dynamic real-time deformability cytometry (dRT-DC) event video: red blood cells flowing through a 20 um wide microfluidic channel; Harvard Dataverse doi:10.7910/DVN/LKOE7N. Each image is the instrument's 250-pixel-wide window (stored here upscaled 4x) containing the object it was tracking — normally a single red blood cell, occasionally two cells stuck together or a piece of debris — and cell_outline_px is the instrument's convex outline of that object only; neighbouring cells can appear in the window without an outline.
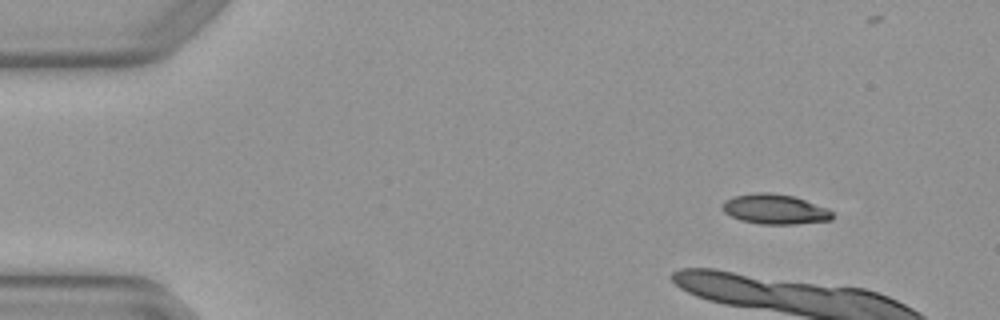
{"species": "Egyptian fruit bat (a non-hibernating species)", "species_latin": "Rousettus aegyptiacus", "temperature_condition": "warm", "stored_images_in_passage": 7, "camera_frame_rate_fps": 3000, "um_per_image_px": 0.085, "animal": {"sex": "female"}, "frame": {"image": 1, "passage_image": 1, "time_ms": 0.0, "image_size_px": [1000, 320], "cell_outline_px": [[832, 220], [796, 224], [760, 224], [740, 220], [724, 212], [720, 208], [720, 204], [724, 200], [732, 196], [756, 192], [772, 192], [792, 196], [828, 208], [832, 212]], "centroid_in_image_um": [65.81, 17.77], "position_along_channel_um": 19.2, "area_um2": 19.36}}
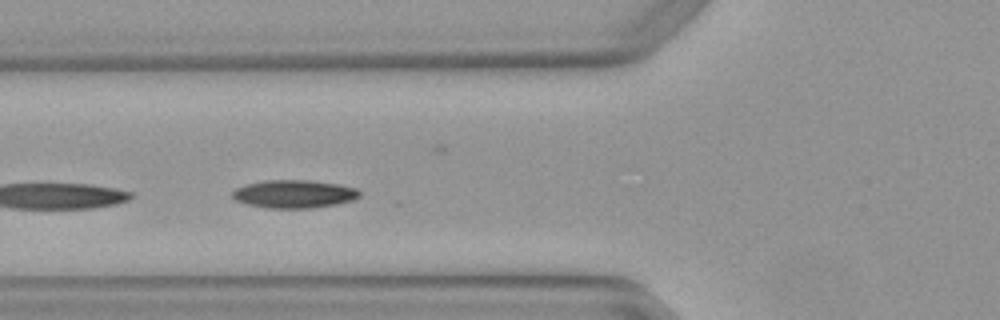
{"frame": {"image": 2, "passage_image": 5, "time_ms": 1.333, "image_size_px": [1000, 320], "cell_outline_px": [[360, 196], [352, 200], [336, 204], [312, 208], [268, 208], [248, 204], [236, 200], [232, 196], [232, 192], [236, 188], [244, 184], [264, 180], [308, 180], [340, 184], [356, 188], [360, 192]], "centroid_in_image_um": [24.99, 16.48], "position_along_channel_um": 100.8, "area_um2": 20.81}}
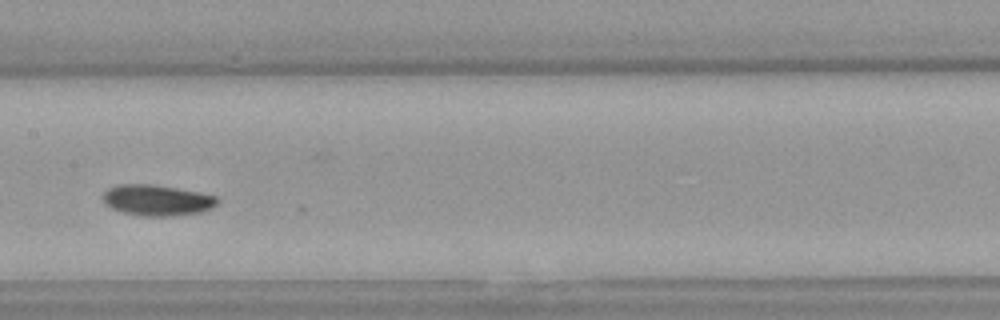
{"frame": {"image": 3, "passage_image": 7, "time_ms": 2.0, "image_size_px": [1000, 320], "cell_outline_px": [[220, 200], [212, 208], [200, 212], [168, 216], [144, 216], [124, 212], [112, 208], [104, 204], [100, 196], [108, 188], [120, 184], [152, 184], [200, 192], [216, 196]], "centroid_in_image_um": [13.32, 17.01], "position_along_channel_um": 194.1, "area_um2": 20.63}}